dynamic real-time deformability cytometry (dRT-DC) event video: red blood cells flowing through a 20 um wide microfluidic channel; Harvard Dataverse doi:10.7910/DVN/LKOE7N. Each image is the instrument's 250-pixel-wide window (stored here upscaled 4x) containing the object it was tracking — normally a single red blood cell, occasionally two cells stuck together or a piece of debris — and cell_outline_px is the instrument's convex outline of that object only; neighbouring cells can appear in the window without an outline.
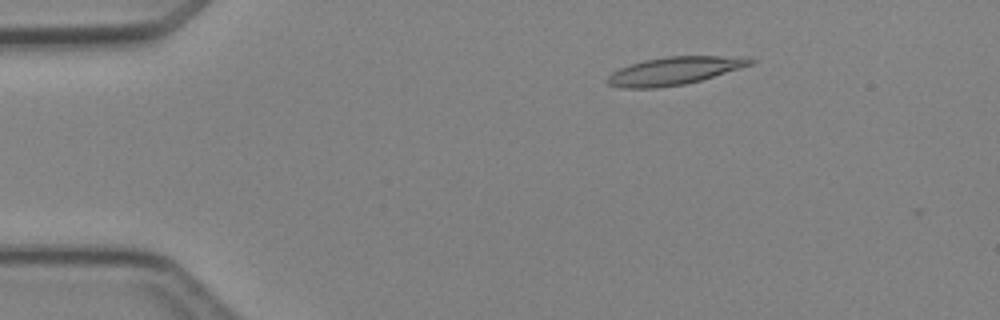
{"species": "Egyptian fruit bat (a non-hibernating species)", "species_latin": "Rousettus aegyptiacus", "temperature_condition": "cold", "stored_images_in_passage": 3, "camera_frame_rate_fps": 3000, "um_per_image_px": 0.085, "animal": {"sex": "female"}, "frame": {"image": 1, "passage_image": 1, "time_ms": 0.0, "image_size_px": [1000, 320], "cell_outline_px": [[756, 60], [752, 64], [700, 80], [684, 84], [656, 88], [620, 88], [608, 84], [604, 80], [612, 72], [620, 68], [644, 60], [664, 56], [744, 56]], "centroid_in_image_um": [57.29, 6.01], "position_along_channel_um": 27.7, "area_um2": 23.12}}
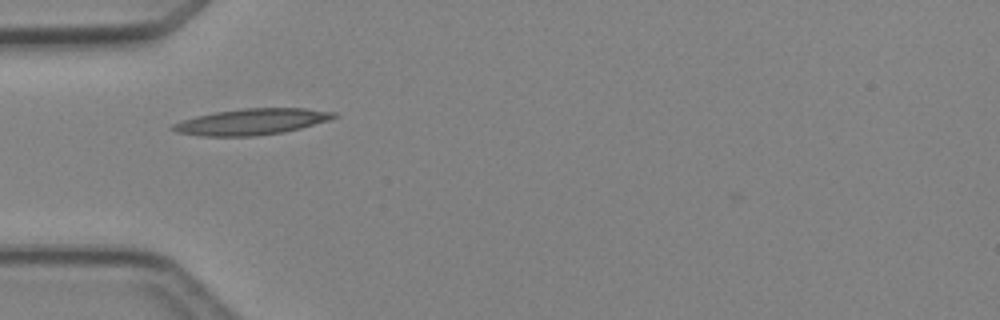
{"frame": {"image": 2, "passage_image": 3, "time_ms": 2.333, "image_size_px": [1000, 320], "cell_outline_px": [[340, 116], [328, 120], [300, 128], [284, 132], [256, 136], [200, 136], [176, 132], [168, 128], [172, 124], [196, 116], [216, 112], [240, 108], [304, 108], [336, 112]], "centroid_in_image_um": [21.38, 10.35], "position_along_channel_um": 63.6, "area_um2": 24.57}}